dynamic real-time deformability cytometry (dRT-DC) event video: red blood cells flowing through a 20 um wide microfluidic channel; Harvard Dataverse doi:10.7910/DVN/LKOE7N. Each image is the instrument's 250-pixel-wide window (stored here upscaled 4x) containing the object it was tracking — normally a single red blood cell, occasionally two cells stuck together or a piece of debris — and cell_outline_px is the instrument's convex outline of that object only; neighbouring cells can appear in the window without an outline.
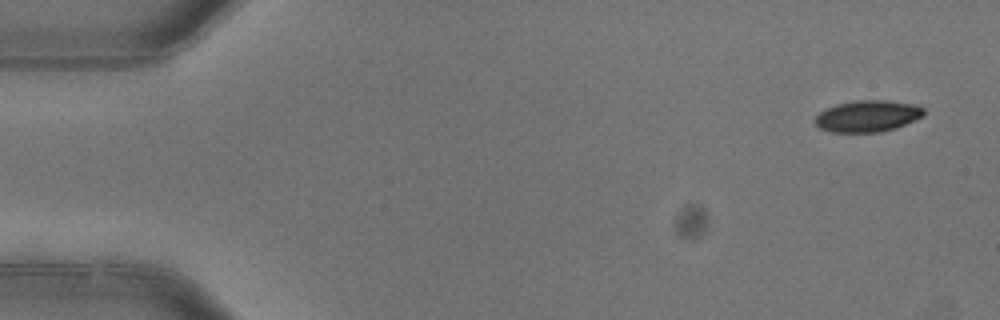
{"species": "common noctule bat (a hibernating species)", "species_latin": "Nyctalus noctula", "temperature_condition": "warm", "stored_images_in_passage": 7, "camera_frame_rate_fps": 3000, "um_per_image_px": 0.085, "animal": {"sex": "female"}, "frame": {"image": 1, "passage_image": 1, "time_ms": 0.0, "image_size_px": [1000, 320], "cell_outline_px": [[924, 116], [896, 128], [880, 132], [828, 132], [820, 128], [812, 120], [824, 108], [836, 104], [856, 100], [888, 100], [916, 104], [924, 108]], "centroid_in_image_um": [73.73, 9.86], "position_along_channel_um": 11.3, "area_um2": 20.29}}
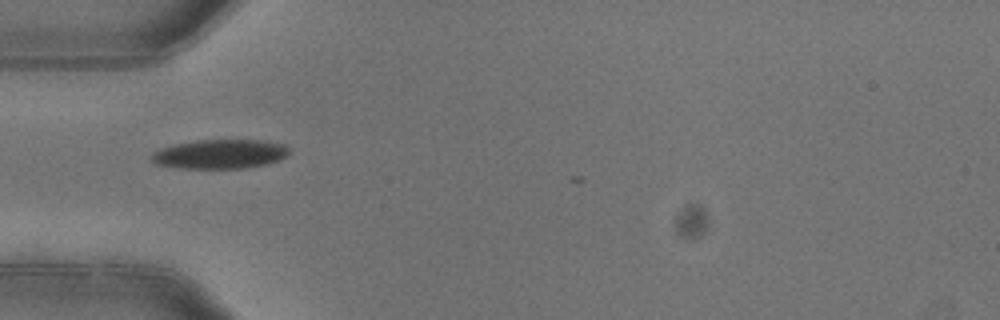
{"frame": {"image": 2, "passage_image": 5, "time_ms": 1.333, "image_size_px": [1000, 320], "cell_outline_px": [[288, 156], [280, 160], [268, 164], [244, 168], [180, 168], [156, 164], [152, 160], [152, 152], [160, 148], [176, 144], [196, 140], [260, 140], [284, 144], [288, 148]], "centroid_in_image_um": [18.72, 13.09], "position_along_channel_um": 66.3, "area_um2": 23.47}}